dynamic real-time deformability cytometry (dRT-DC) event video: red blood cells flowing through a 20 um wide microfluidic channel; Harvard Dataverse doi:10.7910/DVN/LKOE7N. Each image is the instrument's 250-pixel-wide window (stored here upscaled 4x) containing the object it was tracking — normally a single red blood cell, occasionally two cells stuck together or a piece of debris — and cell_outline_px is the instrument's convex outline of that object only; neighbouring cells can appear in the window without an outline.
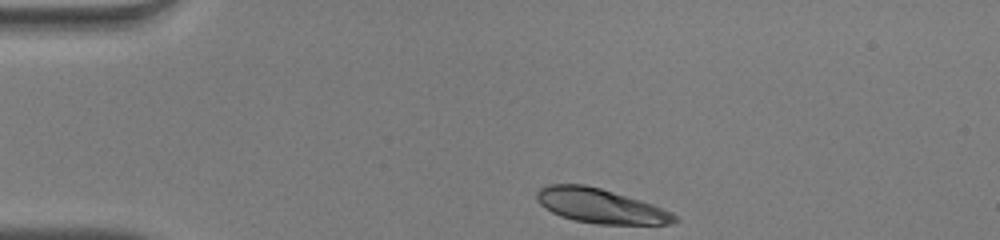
{"species": "human", "species_latin": "Homo sapiens", "temperature_condition": "warm", "stored_images_in_passage": 33, "camera_frame_rate_fps": 3000, "um_per_image_px": 0.085, "donor": {"sex": "male"}, "frame": {"image": 1, "passage_image": 1, "time_ms": 0.0, "image_size_px": [1000, 240], "cell_outline_px": [[680, 220], [672, 224], [596, 224], [576, 220], [560, 216], [544, 208], [536, 200], [536, 192], [540, 188], [548, 184], [584, 184], [600, 188], [640, 200], [652, 204], [672, 212]], "centroid_in_image_um": [51.03, 17.5], "position_along_channel_um": 34.0, "area_um2": 27.69}}
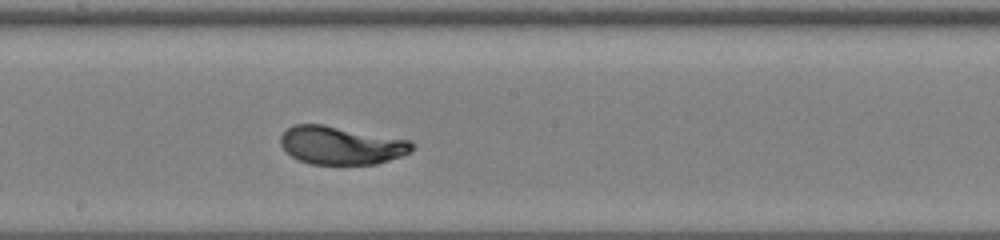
{"frame": {"image": 2, "passage_image": 19, "time_ms": 6.0, "image_size_px": [1000, 240], "cell_outline_px": [[416, 144], [408, 152], [400, 156], [376, 164], [312, 164], [300, 160], [292, 156], [280, 144], [280, 136], [292, 124], [324, 124], [412, 140]], "centroid_in_image_um": [29.01, 12.33], "position_along_channel_um": 219.2, "area_um2": 29.25}}
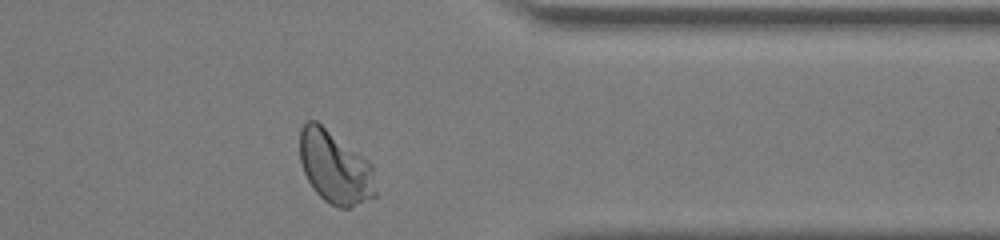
{"frame": {"image": 3, "passage_image": 32, "time_ms": 10.333, "image_size_px": [1000, 240], "cell_outline_px": [[376, 196], [348, 208], [340, 208], [328, 204], [312, 188], [304, 172], [300, 160], [300, 128], [308, 120], [316, 120], [372, 164], [376, 192]], "centroid_in_image_um": [28.46, 14.24], "position_along_channel_um": 382.9, "area_um2": 31.91}, "authors_computed_cell_mechanics": {"area_um2": 29.3046, "velocity_mm_per_s": 4.0, "shape_relaxation_time_tau1_ms": 2.842, "shape_relaxation_time_tau2_ms": null, "deformation_change_tau1": 0.1685, "deformation_change_tau2": null}}